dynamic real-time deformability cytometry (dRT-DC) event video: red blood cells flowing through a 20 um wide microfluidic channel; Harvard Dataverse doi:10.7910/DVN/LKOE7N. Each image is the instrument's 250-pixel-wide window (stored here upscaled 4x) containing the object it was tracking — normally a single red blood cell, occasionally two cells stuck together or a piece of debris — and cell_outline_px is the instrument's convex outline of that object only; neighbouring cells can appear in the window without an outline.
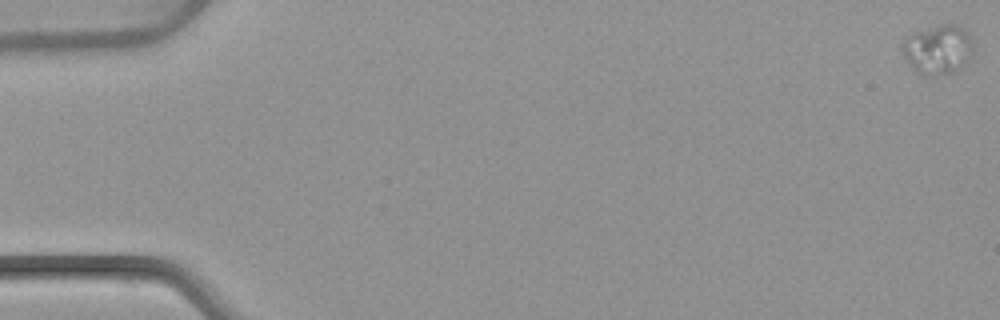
{"species": "common noctule bat (a hibernating species)", "species_latin": "Nyctalus noctula", "temperature_condition": "warm", "stored_images_in_passage": 9, "camera_frame_rate_fps": 3000, "um_per_image_px": 0.085, "animal": {"sex": "female", "body_mass_g": 22.7, "forearm_length_mm": 54.2}, "frame": {"image": 1, "passage_image": 1, "time_ms": 0.0, "image_size_px": [1000, 320], "cell_outline_px": [[972, 44], [968, 60], [956, 72], [944, 76], [924, 76], [916, 72], [904, 60], [900, 44], [912, 32], [940, 24], [956, 24], [964, 28], [972, 36]], "centroid_in_image_um": [79.68, 4.22], "position_along_channel_um": 5.3, "area_um2": 21.04}}
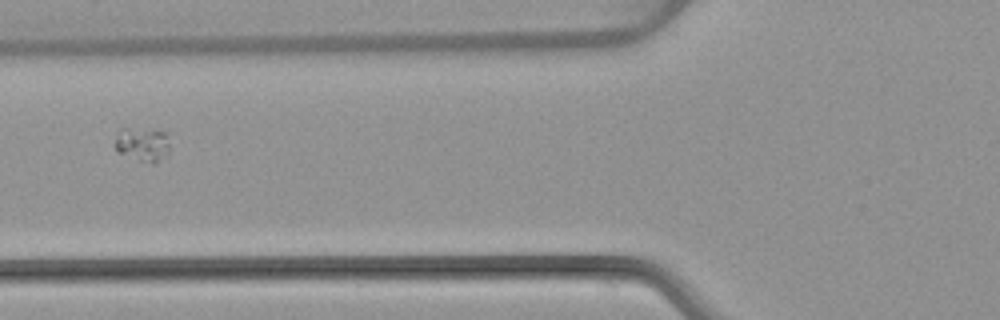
{"frame": {"image": 2, "passage_image": 6, "time_ms": 7.0, "image_size_px": [1000, 320], "cell_outline_px": [[168, 156], [156, 164], [152, 164], [140, 160], [120, 152], [112, 144], [120, 128], [128, 128], [164, 132], [168, 144]], "centroid_in_image_um": [12.1, 12.29], "position_along_channel_um": 113.7, "area_um2": 10.69}}
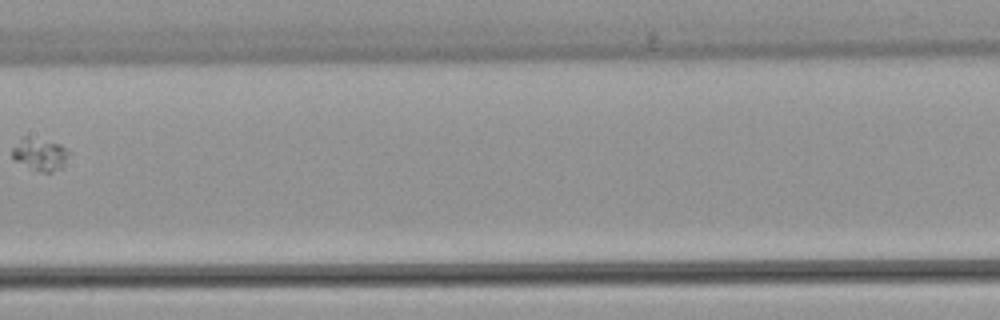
{"frame": {"image": 3, "passage_image": 8, "time_ms": 9.333, "image_size_px": [1000, 320], "cell_outline_px": [[72, 152], [64, 168], [52, 172], [44, 172], [16, 160], [12, 156], [12, 148], [24, 136], [28, 136], [60, 144]], "centroid_in_image_um": [3.5, 13.1], "position_along_channel_um": 203.9, "area_um2": 10.64}}